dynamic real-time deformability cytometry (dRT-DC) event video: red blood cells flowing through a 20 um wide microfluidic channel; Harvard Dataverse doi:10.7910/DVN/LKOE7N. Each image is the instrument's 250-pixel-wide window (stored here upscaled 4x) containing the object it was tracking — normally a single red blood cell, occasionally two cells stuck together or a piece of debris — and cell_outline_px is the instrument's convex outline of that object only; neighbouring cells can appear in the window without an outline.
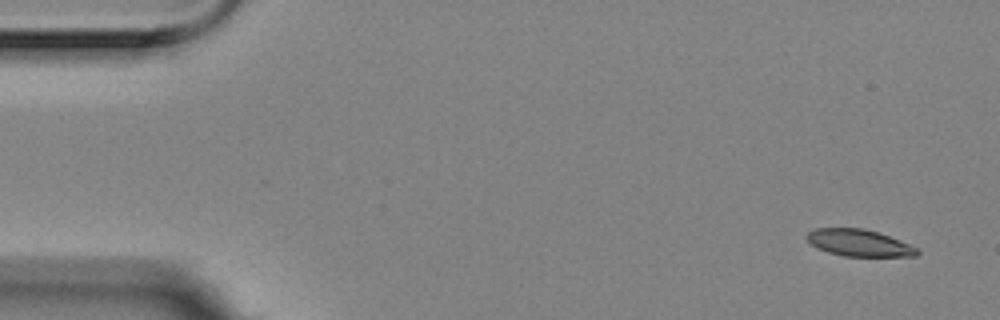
{"species": "Egyptian fruit bat (a non-hibernating species)", "species_latin": "Rousettus aegyptiacus", "temperature_condition": "room temperature", "stored_images_in_passage": 4, "segment_of_instrument_passage": [1, 2], "camera_frame_rate_fps": 3000, "um_per_image_px": 0.085, "animal": {"sex": "female"}, "frame": {"image": 1, "passage_image": 1, "time_ms": 0.0, "image_size_px": [1000, 320], "cell_outline_px": [[920, 252], [916, 256], [844, 256], [828, 252], [812, 244], [804, 236], [808, 232], [816, 228], [864, 228], [888, 236], [908, 244], [916, 248]], "centroid_in_image_um": [72.99, 20.64], "position_along_channel_um": 12.0, "area_um2": 16.94}}